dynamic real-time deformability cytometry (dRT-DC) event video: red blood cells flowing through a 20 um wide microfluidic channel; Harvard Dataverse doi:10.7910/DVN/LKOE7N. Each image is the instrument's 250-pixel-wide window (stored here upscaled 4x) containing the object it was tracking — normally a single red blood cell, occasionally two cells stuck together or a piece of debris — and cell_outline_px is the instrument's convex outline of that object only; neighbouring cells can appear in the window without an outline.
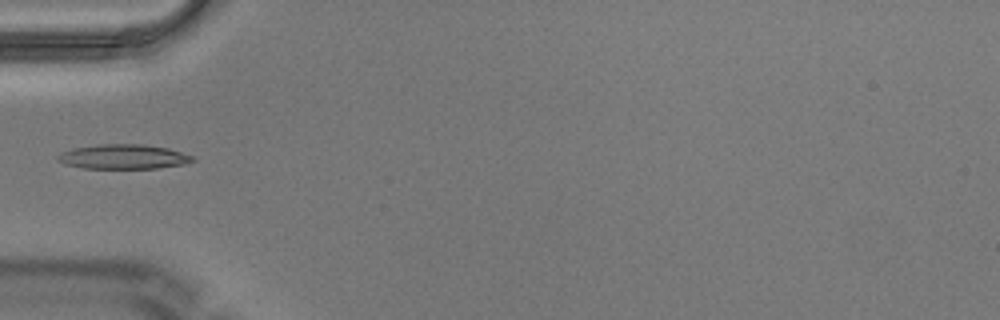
{"species": "Egyptian fruit bat (a non-hibernating species)", "species_latin": "Rousettus aegyptiacus", "temperature_condition": "warm", "stored_images_in_passage": 2, "camera_frame_rate_fps": 3000, "um_per_image_px": 0.085, "animal": {"sex": "male"}, "frame": {"image": 1, "passage_image": 2, "time_ms": 0.333, "image_size_px": [1000, 320], "cell_outline_px": [[196, 160], [184, 164], [156, 168], [84, 168], [64, 164], [56, 160], [56, 156], [60, 152], [72, 148], [100, 144], [140, 144], [168, 148], [192, 156]], "centroid_in_image_um": [10.43, 13.32], "position_along_channel_um": 74.6, "area_um2": 19.31}}